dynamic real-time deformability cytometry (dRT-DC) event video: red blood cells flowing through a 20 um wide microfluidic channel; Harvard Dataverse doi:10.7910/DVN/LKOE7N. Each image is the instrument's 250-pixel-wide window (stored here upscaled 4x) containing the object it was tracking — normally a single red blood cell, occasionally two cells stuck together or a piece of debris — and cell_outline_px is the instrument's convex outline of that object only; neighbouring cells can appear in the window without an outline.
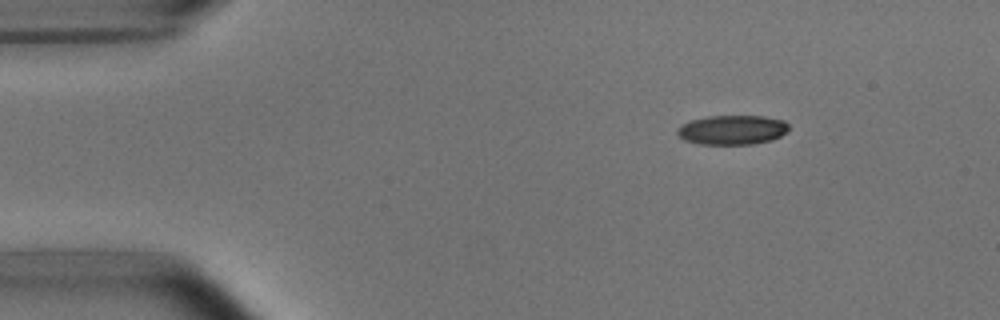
{"species": "common noctule bat (a hibernating species)", "species_latin": "Nyctalus noctula", "temperature_condition": "room temperature", "stored_images_in_passage": 4, "camera_frame_rate_fps": 3000, "um_per_image_px": 0.085, "animal": {"sex": "male", "body_mass_g": 15.6}, "frame": {"image": 1, "passage_image": 1, "time_ms": 0.0, "image_size_px": [1000, 320], "cell_outline_px": [[788, 132], [772, 140], [752, 144], [700, 144], [684, 140], [676, 132], [684, 124], [692, 120], [708, 116], [764, 116], [784, 120], [788, 124]], "centroid_in_image_um": [62.29, 11.04], "position_along_channel_um": 22.7, "area_um2": 19.02}}
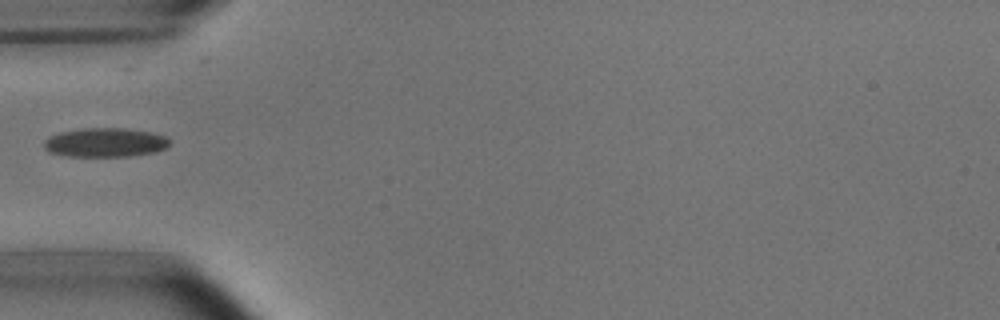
{"frame": {"image": 2, "passage_image": 3, "time_ms": 3.333, "image_size_px": [1000, 320], "cell_outline_px": [[168, 144], [164, 148], [156, 152], [128, 156], [68, 156], [48, 152], [44, 148], [44, 140], [48, 136], [60, 132], [84, 128], [124, 128], [152, 132], [164, 136], [168, 140]], "centroid_in_image_um": [8.89, 12.11], "position_along_channel_um": 76.1, "area_um2": 21.21}}